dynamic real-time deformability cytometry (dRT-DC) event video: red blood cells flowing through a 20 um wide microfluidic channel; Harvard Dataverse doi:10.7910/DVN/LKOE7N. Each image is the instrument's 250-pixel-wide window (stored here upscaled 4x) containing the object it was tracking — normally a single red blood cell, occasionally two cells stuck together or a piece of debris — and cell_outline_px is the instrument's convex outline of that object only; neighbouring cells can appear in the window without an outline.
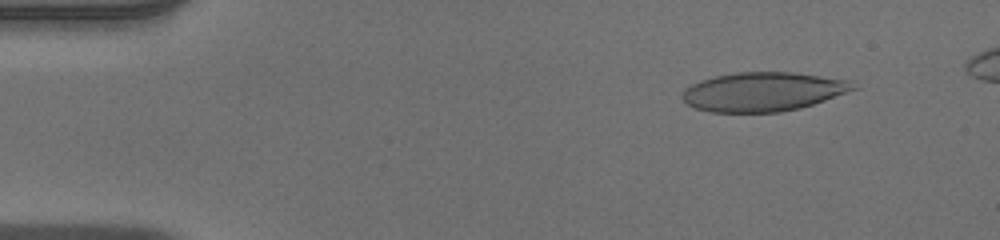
{"species": "human", "species_latin": "Homo sapiens", "temperature_condition": "warm", "stored_images_in_passage": 48, "segment_of_instrument_passage": [1, 2], "camera_frame_rate_fps": 3000, "um_per_image_px": 0.085, "donor": {"sex": "male"}, "frame": {"image": 1, "passage_image": 1, "time_ms": 0.0, "image_size_px": [1000, 240], "cell_outline_px": [[860, 88], [800, 108], [780, 112], [712, 112], [696, 108], [688, 104], [680, 96], [680, 92], [684, 88], [700, 80], [716, 76], [736, 72], [792, 72], [852, 80]], "centroid_in_image_um": [64.87, 7.79], "position_along_channel_um": 20.1, "area_um2": 39.07}}
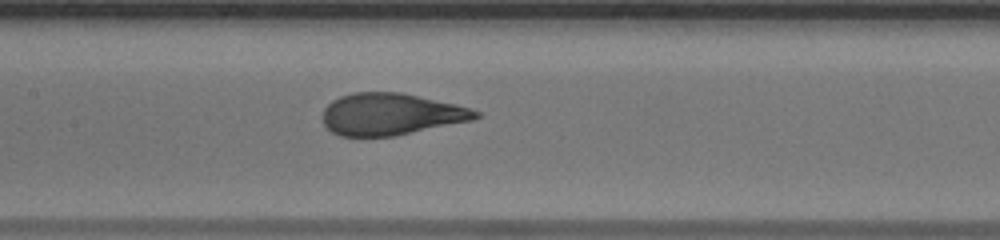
{"frame": {"image": 2, "passage_image": 20, "time_ms": 6.333, "image_size_px": [1000, 240], "cell_outline_px": [[480, 116], [472, 120], [396, 136], [340, 136], [332, 132], [324, 124], [324, 108], [332, 100], [340, 96], [352, 92], [400, 92], [456, 104], [480, 112]], "centroid_in_image_um": [33.21, 9.7], "position_along_channel_um": 174.2, "area_um2": 37.17}}
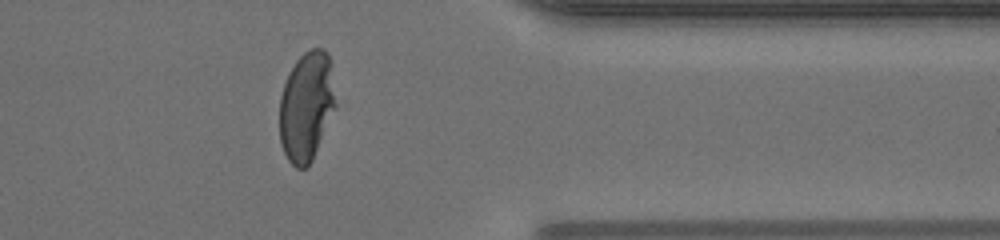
{"frame": {"image": 3, "passage_image": 37, "time_ms": 12.0, "image_size_px": [1000, 240], "cell_outline_px": [[336, 108], [312, 160], [308, 168], [296, 168], [288, 160], [280, 144], [280, 96], [288, 72], [296, 60], [304, 52], [312, 48], [324, 48], [328, 52], [332, 60], [336, 104]], "centroid_in_image_um": [26.07, 9.01], "position_along_channel_um": 385.3, "area_um2": 36.41}}